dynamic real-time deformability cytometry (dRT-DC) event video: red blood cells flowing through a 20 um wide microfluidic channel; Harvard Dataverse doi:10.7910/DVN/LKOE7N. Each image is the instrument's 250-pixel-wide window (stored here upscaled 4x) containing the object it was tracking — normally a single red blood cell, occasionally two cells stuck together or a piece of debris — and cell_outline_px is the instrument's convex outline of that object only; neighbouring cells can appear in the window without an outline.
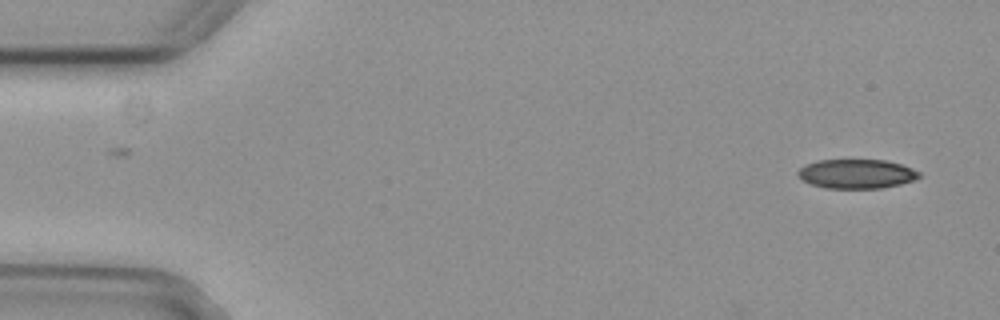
{"species": "common noctule bat (a hibernating species)", "species_latin": "Nyctalus noctula", "temperature_condition": "cold", "stored_images_in_passage": 3, "camera_frame_rate_fps": 3000, "um_per_image_px": 0.085, "animal": {"sex": "female", "body_mass_g": 29.2, "forearm_length_mm": 56.3}, "frame": {"image": 1, "passage_image": 3, "time_ms": 0.667, "image_size_px": [1000, 320], "cell_outline_px": [[920, 176], [916, 180], [900, 184], [880, 188], [828, 188], [812, 184], [804, 180], [796, 172], [804, 164], [816, 160], [884, 160], [900, 164], [912, 168], [920, 172]], "centroid_in_image_um": [72.82, 14.77], "position_along_channel_um": 12.2, "area_um2": 20.58}}